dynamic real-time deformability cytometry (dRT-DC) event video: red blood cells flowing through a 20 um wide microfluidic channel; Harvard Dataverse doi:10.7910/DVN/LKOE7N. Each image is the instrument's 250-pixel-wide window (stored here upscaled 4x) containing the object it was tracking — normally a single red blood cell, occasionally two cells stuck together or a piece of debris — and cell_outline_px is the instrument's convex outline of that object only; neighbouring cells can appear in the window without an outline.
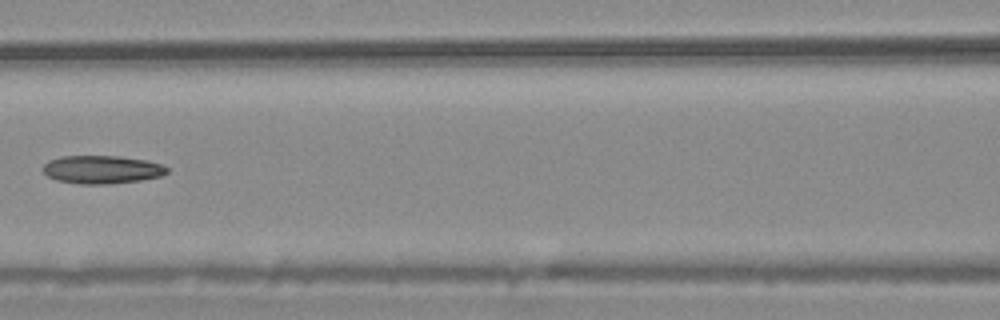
{"species": "common noctule bat (a hibernating species)", "species_latin": "Nyctalus noctula", "temperature_condition": "warm", "stored_images_in_passage": 7, "camera_frame_rate_fps": 3000, "um_per_image_px": 0.085, "animal": {"sex": "male", "body_mass_g": 20.4}, "frame": {"image": 1, "passage_image": 6, "time_ms": 1.667, "image_size_px": [1000, 320], "cell_outline_px": [[168, 172], [160, 176], [140, 180], [112, 184], [80, 184], [56, 180], [48, 176], [44, 172], [44, 164], [48, 160], [64, 156], [120, 156], [148, 160], [164, 164], [168, 168]], "centroid_in_image_um": [8.7, 14.41], "position_along_channel_um": 157.9, "area_um2": 20.46}}
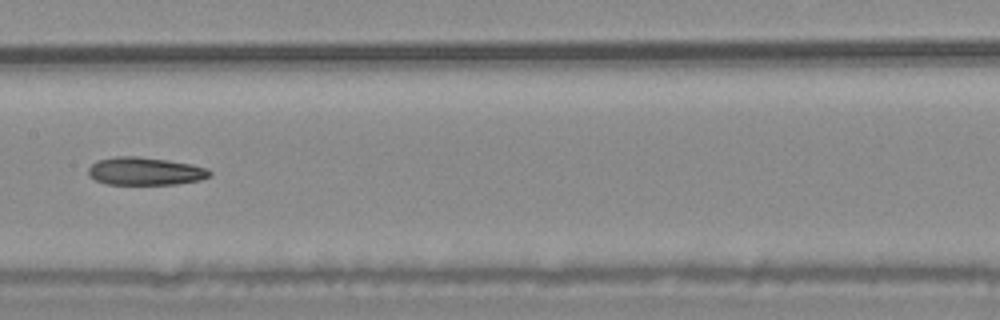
{"frame": {"image": 2, "passage_image": 7, "time_ms": 2.0, "image_size_px": [1000, 320], "cell_outline_px": [[212, 172], [208, 176], [200, 180], [176, 184], [108, 184], [96, 180], [88, 176], [88, 168], [96, 160], [112, 156], [136, 156], [168, 160], [192, 164], [208, 168]], "centroid_in_image_um": [12.31, 14.54], "position_along_channel_um": 195.1, "area_um2": 19.83}}